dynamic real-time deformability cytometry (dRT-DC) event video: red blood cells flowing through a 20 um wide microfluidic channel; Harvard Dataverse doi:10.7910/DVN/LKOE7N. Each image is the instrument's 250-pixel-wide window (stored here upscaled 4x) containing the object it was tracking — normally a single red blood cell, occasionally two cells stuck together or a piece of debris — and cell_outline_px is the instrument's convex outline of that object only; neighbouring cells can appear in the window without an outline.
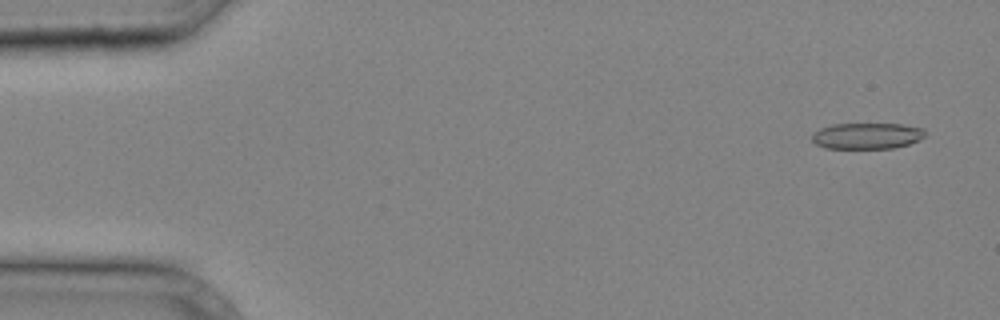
{"species": "common noctule bat (a hibernating species)", "species_latin": "Nyctalus noctula", "temperature_condition": "cold", "stored_images_in_passage": 9, "camera_frame_rate_fps": 3000, "um_per_image_px": 0.085, "animal": {"sex": "male", "body_mass_g": 20.4}, "frame": {"image": 1, "passage_image": 2, "time_ms": 0.333, "image_size_px": [1000, 320], "cell_outline_px": [[924, 136], [920, 140], [908, 144], [892, 148], [824, 148], [816, 144], [812, 140], [812, 132], [820, 128], [832, 124], [900, 124], [924, 128]], "centroid_in_image_um": [73.66, 11.54], "position_along_channel_um": 11.3, "area_um2": 17.22}}